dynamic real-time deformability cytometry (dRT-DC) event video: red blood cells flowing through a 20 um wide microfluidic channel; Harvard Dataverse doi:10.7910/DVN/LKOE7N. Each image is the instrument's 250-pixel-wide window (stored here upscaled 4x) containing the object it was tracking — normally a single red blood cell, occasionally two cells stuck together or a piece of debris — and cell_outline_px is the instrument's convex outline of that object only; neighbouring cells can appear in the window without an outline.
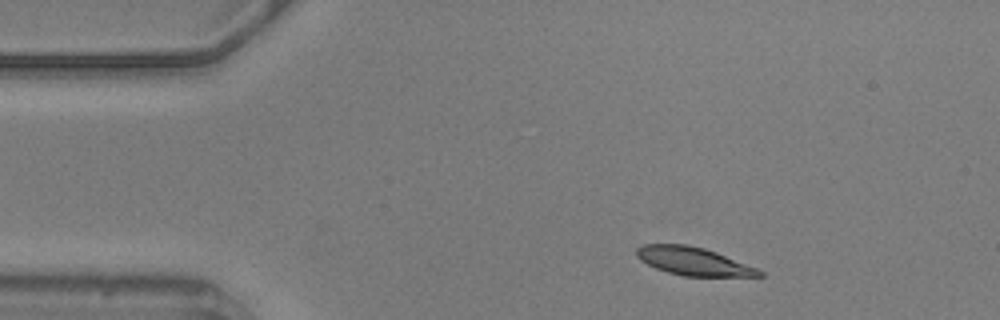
{"species": "common noctule bat (a hibernating species)", "species_latin": "Nyctalus noctula", "temperature_condition": "warm", "stored_images_in_passage": 49, "camera_frame_rate_fps": 3000, "um_per_image_px": 0.085, "animal": {"sex": "male", "body_mass_g": 20.5, "forearm_length_mm": 52.5}, "frame": {"image": 1, "passage_image": 1, "time_ms": 0.0, "image_size_px": [1000, 320], "cell_outline_px": [[764, 276], [684, 276], [668, 272], [656, 268], [640, 260], [636, 256], [636, 248], [644, 244], [688, 244], [704, 248], [716, 252], [756, 268], [764, 272]], "centroid_in_image_um": [58.91, 22.2], "position_along_channel_um": 26.1, "area_um2": 19.94}}
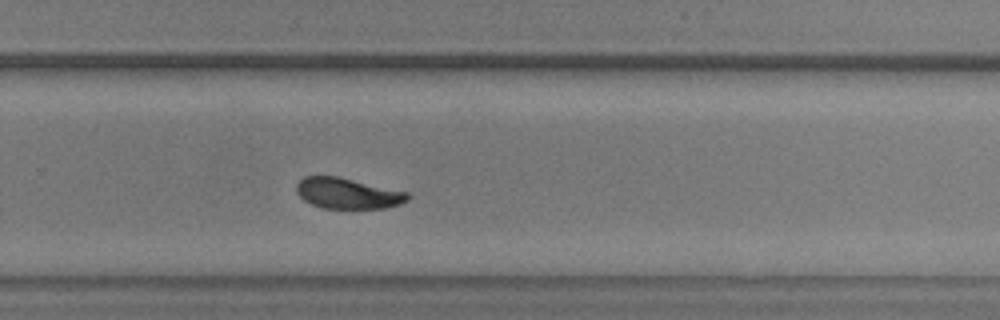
{"frame": {"image": 2, "passage_image": 29, "time_ms": 9.333, "image_size_px": [1000, 320], "cell_outline_px": [[408, 200], [400, 204], [384, 208], [324, 208], [312, 204], [304, 200], [296, 192], [296, 184], [304, 176], [336, 176], [408, 192]], "centroid_in_image_um": [29.53, 16.43], "position_along_channel_um": 300.3, "area_um2": 19.71}}
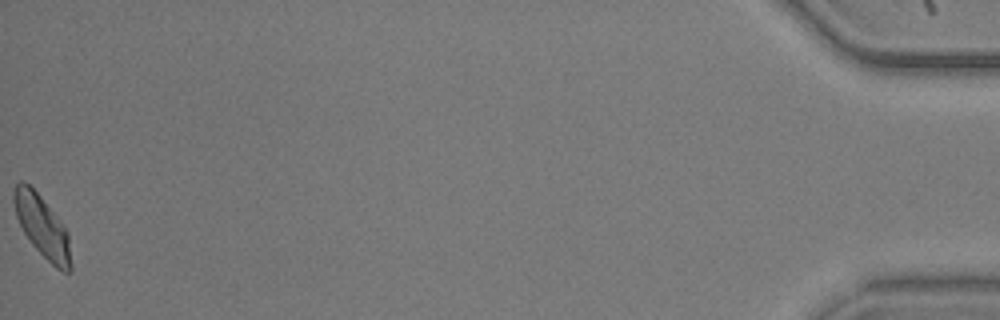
{"frame": {"image": 3, "passage_image": 49, "time_ms": 16.0, "image_size_px": [1000, 320], "cell_outline_px": [[72, 272], [64, 272], [56, 268], [32, 244], [24, 232], [16, 216], [12, 200], [12, 192], [16, 184], [20, 180], [24, 180], [40, 196], [60, 220], [68, 232], [72, 264]], "centroid_in_image_um": [3.59, 19.25], "position_along_channel_um": 431.6, "area_um2": 20.52}, "authors_computed_cell_mechanics": {"area_um2": 20.519, "velocity_mm_per_s": 3.5461, "shape_relaxation_time_tau1_ms": 3.2949, "shape_relaxation_time_tau2_ms": 2.0041, "deformation_change_tau1": 0.1263, "deformation_change_tau2": 0.0605}}